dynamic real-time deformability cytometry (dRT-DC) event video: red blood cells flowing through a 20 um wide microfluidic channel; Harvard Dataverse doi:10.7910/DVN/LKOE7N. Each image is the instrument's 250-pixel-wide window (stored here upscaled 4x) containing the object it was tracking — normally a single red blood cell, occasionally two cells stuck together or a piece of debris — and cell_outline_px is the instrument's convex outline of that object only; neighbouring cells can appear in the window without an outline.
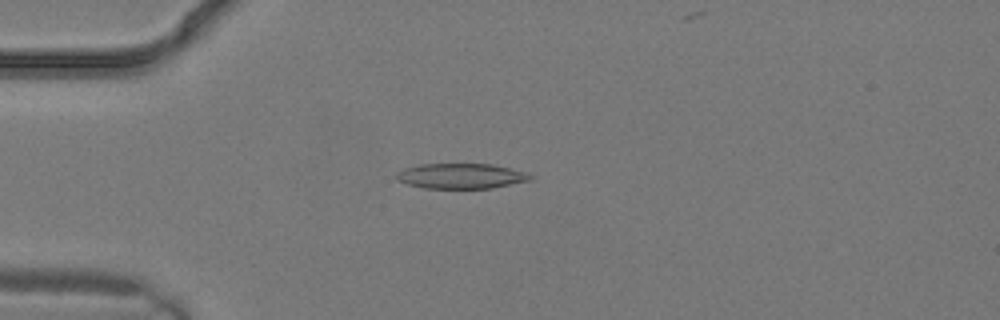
{"species": "common noctule bat (a hibernating species)", "species_latin": "Nyctalus noctula", "temperature_condition": "warm", "stored_images_in_passage": 3, "camera_frame_rate_fps": 3000, "um_per_image_px": 0.085, "animal": {"sex": "male", "body_mass_g": 19.2, "forearm_length_mm": 51.8}, "frame": {"image": 1, "passage_image": 3, "time_ms": 0.667, "image_size_px": [1000, 320], "cell_outline_px": [[536, 176], [532, 180], [492, 188], [424, 188], [408, 184], [396, 180], [396, 172], [404, 168], [420, 164], [492, 164], [528, 172]], "centroid_in_image_um": [39.23, 14.96], "position_along_channel_um": 45.8, "area_um2": 19.88}}